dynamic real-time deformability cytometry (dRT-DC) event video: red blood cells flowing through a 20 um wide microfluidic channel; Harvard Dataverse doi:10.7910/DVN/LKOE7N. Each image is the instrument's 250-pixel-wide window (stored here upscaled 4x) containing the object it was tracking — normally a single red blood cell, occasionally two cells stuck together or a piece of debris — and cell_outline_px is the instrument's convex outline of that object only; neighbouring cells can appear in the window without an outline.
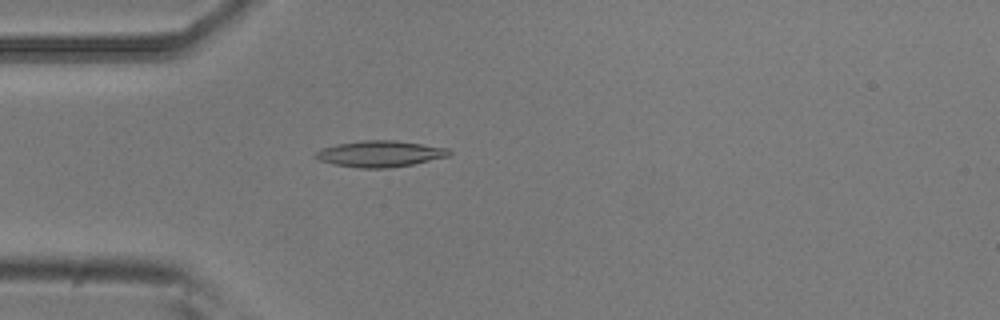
{"species": "common noctule bat (a hibernating species)", "species_latin": "Nyctalus noctula", "temperature_condition": "room temperature", "stored_images_in_passage": 52, "camera_frame_rate_fps": 3000, "um_per_image_px": 0.085, "animal": {"sex": "male", "body_mass_g": 20.5, "forearm_length_mm": 52.5}, "frame": {"image": 1, "passage_image": 13, "time_ms": 4.0, "image_size_px": [1000, 320], "cell_outline_px": [[452, 152], [448, 156], [412, 164], [388, 168], [360, 168], [332, 164], [320, 160], [312, 156], [320, 148], [336, 144], [364, 140], [396, 140], [448, 148]], "centroid_in_image_um": [32.26, 13.07], "position_along_channel_um": 52.7, "area_um2": 20.4}}
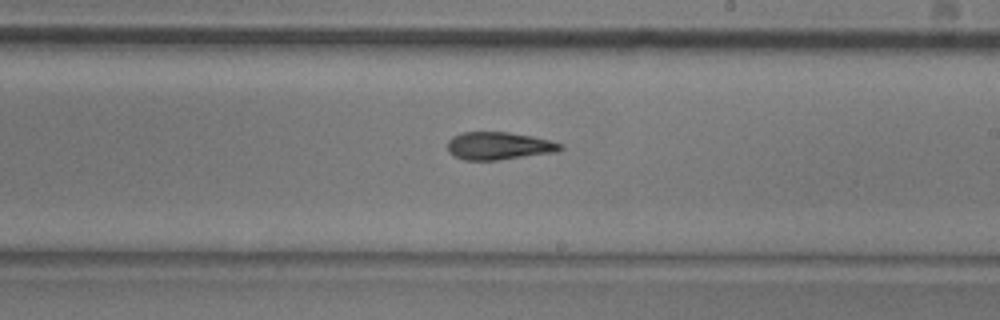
{"frame": {"image": 2, "passage_image": 29, "time_ms": 9.333, "image_size_px": [1000, 320], "cell_outline_px": [[564, 148], [556, 152], [500, 160], [464, 160], [448, 152], [448, 140], [452, 136], [460, 132], [508, 132], [532, 136], [564, 144]], "centroid_in_image_um": [42.4, 12.4], "position_along_channel_um": 246.6, "area_um2": 18.32}}
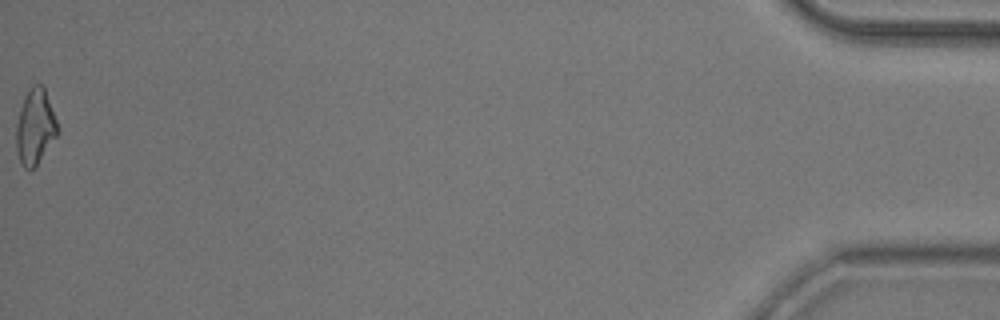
{"frame": {"image": 3, "passage_image": 52, "time_ms": 17.0, "image_size_px": [1000, 320], "cell_outline_px": [[56, 136], [36, 164], [32, 168], [24, 168], [20, 160], [16, 148], [16, 124], [20, 108], [24, 96], [32, 84], [40, 84], [44, 88], [56, 120]], "centroid_in_image_um": [2.95, 10.74], "position_along_channel_um": 432.3, "area_um2": 17.51}, "authors_computed_cell_mechanics": {"area_um2": 18.4093, "velocity_mm_per_s": 3.7475, "shape_relaxation_time_tau1_ms": 5.4498, "shape_relaxation_time_tau2_ms": 5.0691, "deformation_change_tau1": 0.1676, "deformation_change_tau2": 0.1376}}